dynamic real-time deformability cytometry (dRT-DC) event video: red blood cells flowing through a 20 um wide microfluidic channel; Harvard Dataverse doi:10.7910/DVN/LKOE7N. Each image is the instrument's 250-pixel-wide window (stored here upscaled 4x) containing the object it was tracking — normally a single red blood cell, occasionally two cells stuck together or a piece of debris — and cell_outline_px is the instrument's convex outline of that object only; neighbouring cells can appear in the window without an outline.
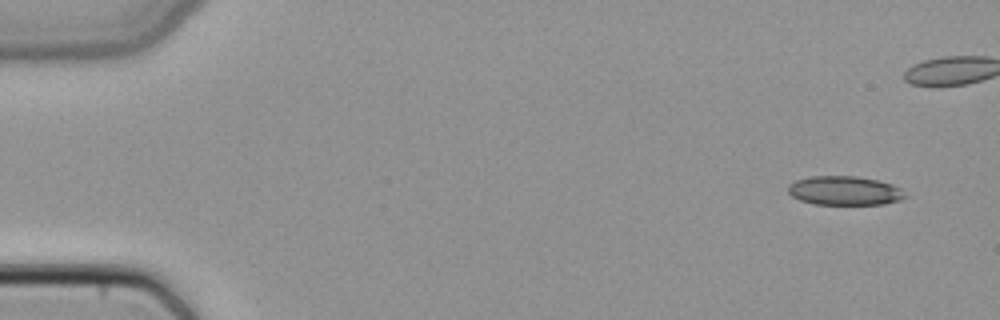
{"species": "common noctule bat (a hibernating species)", "species_latin": "Nyctalus noctula", "temperature_condition": "cold", "stored_images_in_passage": 6, "camera_frame_rate_fps": 3000, "um_per_image_px": 0.085, "animal": {"sex": "female", "body_mass_g": 22.7, "forearm_length_mm": 54.2}, "frame": {"image": 1, "passage_image": 1, "time_ms": 0.0, "image_size_px": [1000, 320], "cell_outline_px": [[908, 196], [900, 200], [884, 204], [812, 204], [800, 200], [792, 196], [788, 192], [788, 184], [796, 180], [812, 176], [856, 176], [876, 180], [892, 184], [900, 188]], "centroid_in_image_um": [71.78, 16.21], "position_along_channel_um": 13.2, "area_um2": 19.83}}